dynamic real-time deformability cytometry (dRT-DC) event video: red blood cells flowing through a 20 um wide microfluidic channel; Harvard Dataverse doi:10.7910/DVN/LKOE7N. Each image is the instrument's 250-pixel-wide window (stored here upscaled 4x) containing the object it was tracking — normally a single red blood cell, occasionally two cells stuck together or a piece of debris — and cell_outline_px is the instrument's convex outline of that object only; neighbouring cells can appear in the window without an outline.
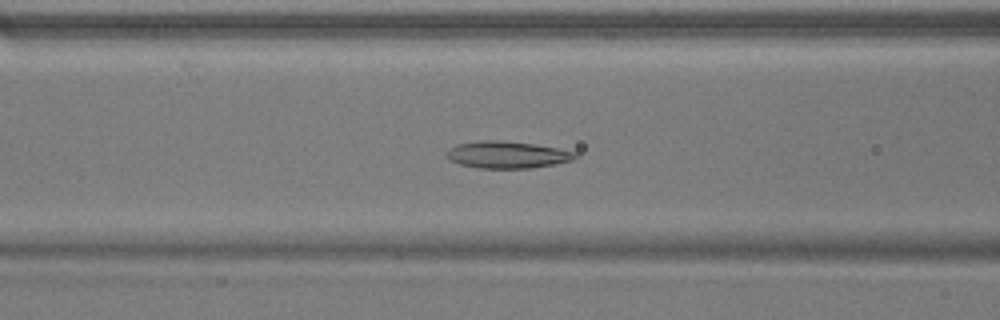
{"species": "common noctule bat (a hibernating species)", "species_latin": "Nyctalus noctula", "temperature_condition": "warm", "stored_images_in_passage": 53, "camera_frame_rate_fps": 3000, "um_per_image_px": 0.085, "animal": {"sex": "male", "body_mass_g": 17.9}, "frame": {"image": 1, "passage_image": 21, "time_ms": 6.667, "image_size_px": [1000, 320], "cell_outline_px": [[580, 156], [576, 160], [556, 164], [532, 168], [476, 168], [460, 164], [444, 156], [444, 152], [456, 144], [480, 140], [496, 140], [532, 144], [580, 152]], "centroid_in_image_um": [43.15, 13.16], "position_along_channel_um": 123.4, "area_um2": 20.52}}
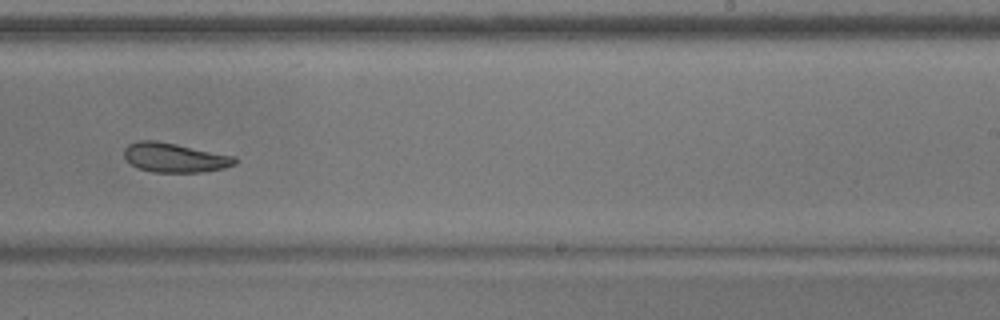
{"frame": {"image": 2, "passage_image": 33, "time_ms": 10.667, "image_size_px": [1000, 320], "cell_outline_px": [[240, 160], [236, 164], [224, 168], [200, 172], [152, 172], [136, 168], [124, 156], [124, 148], [128, 144], [136, 140], [156, 140], [236, 156]], "centroid_in_image_um": [14.86, 13.39], "position_along_channel_um": 274.1, "area_um2": 19.13}}
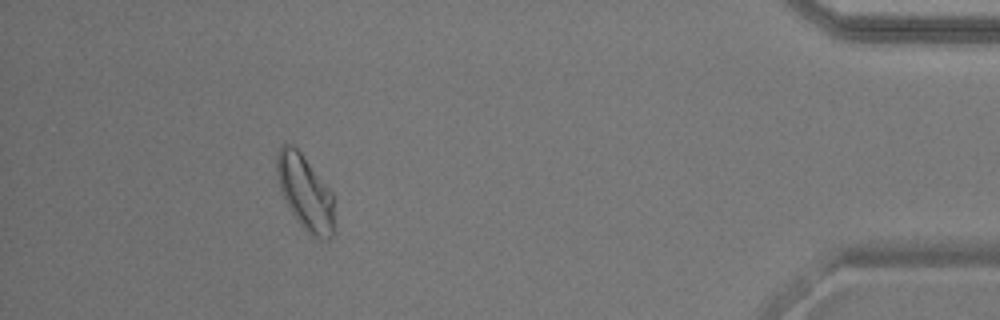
{"frame": {"image": 3, "passage_image": 48, "time_ms": 15.667, "image_size_px": [1000, 320], "cell_outline_px": [[332, 236], [328, 240], [324, 240], [308, 232], [300, 224], [292, 212], [280, 188], [276, 176], [276, 156], [280, 148], [284, 144], [292, 144], [300, 152], [332, 192]], "centroid_in_image_um": [25.91, 16.33], "position_along_channel_um": 409.3, "area_um2": 24.22}, "authors_computed_cell_mechanics": {"area_um2": 21.964, "velocity_mm_per_s": 3.774, "shape_relaxation_time_tau1_ms": null, "shape_relaxation_time_tau2_ms": 6.8812, "deformation_change_tau1": null, "deformation_change_tau2": 0.1438}}